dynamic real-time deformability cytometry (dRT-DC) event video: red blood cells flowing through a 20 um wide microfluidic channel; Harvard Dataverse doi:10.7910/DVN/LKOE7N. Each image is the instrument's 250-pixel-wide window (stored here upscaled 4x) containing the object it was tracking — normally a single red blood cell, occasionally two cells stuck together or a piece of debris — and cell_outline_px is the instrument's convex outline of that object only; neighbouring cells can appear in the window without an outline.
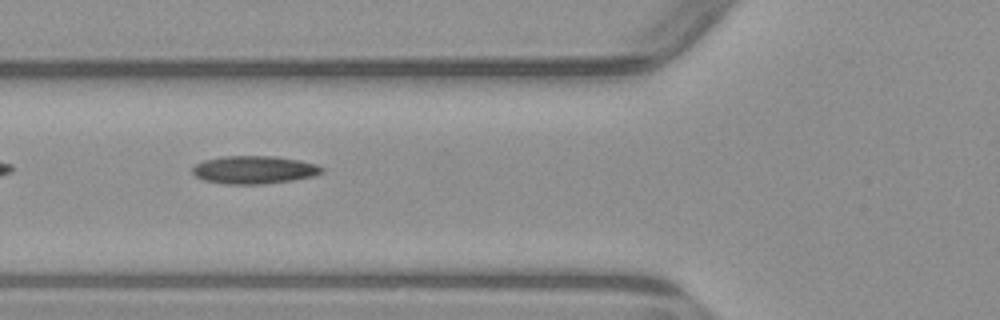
{"species": "common noctule bat (a hibernating species)", "species_latin": "Nyctalus noctula", "temperature_condition": "warm", "stored_images_in_passage": 5, "camera_frame_rate_fps": 3000, "um_per_image_px": 0.085, "animal": {"sex": "male", "body_mass_g": 23.1, "forearm_length_mm": 52.7}, "frame": {"image": 1, "passage_image": 3, "time_ms": 2.333, "image_size_px": [1000, 320], "cell_outline_px": [[324, 172], [316, 176], [292, 180], [264, 184], [224, 184], [204, 180], [196, 176], [192, 172], [192, 168], [196, 164], [204, 160], [224, 156], [272, 156], [300, 160], [316, 164], [324, 168]], "centroid_in_image_um": [21.63, 14.43], "position_along_channel_um": 104.2, "area_um2": 21.15}}
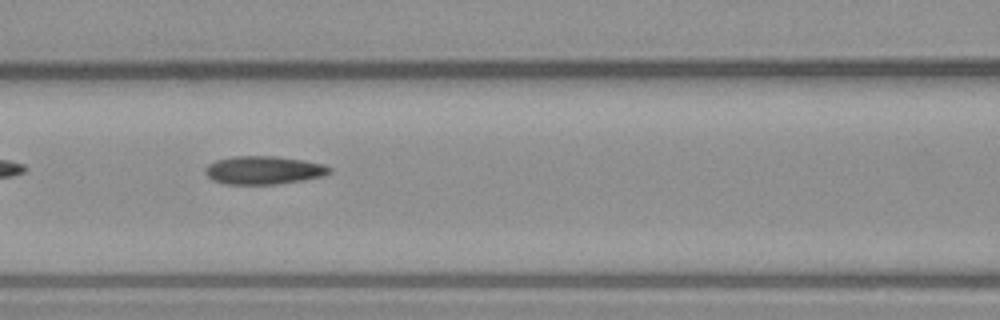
{"frame": {"image": 2, "passage_image": 4, "time_ms": 3.333, "image_size_px": [1000, 320], "cell_outline_px": [[332, 172], [324, 176], [304, 180], [276, 184], [224, 184], [212, 180], [204, 172], [204, 168], [208, 164], [216, 160], [232, 156], [276, 156], [304, 160], [324, 164], [332, 168]], "centroid_in_image_um": [22.42, 14.46], "position_along_channel_um": 144.2, "area_um2": 20.69}}
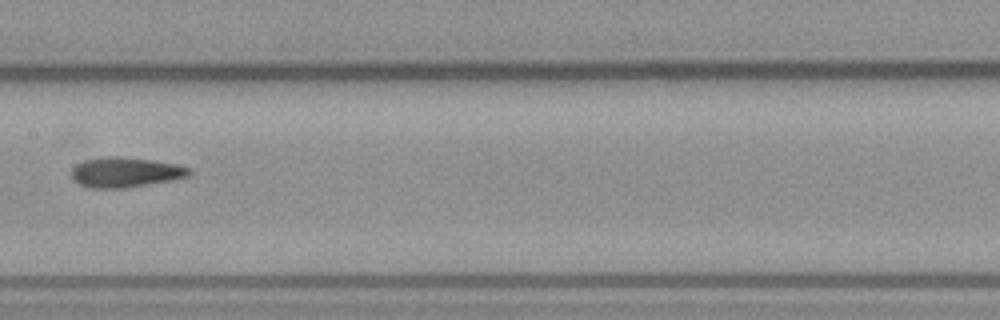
{"frame": {"image": 3, "passage_image": 5, "time_ms": 4.667, "image_size_px": [1000, 320], "cell_outline_px": [[192, 172], [188, 176], [168, 180], [124, 188], [92, 188], [80, 184], [72, 180], [72, 168], [76, 164], [84, 160], [104, 156], [120, 156], [152, 160], [176, 164], [192, 168]], "centroid_in_image_um": [10.63, 14.63], "position_along_channel_um": 196.8, "area_um2": 20.52}}